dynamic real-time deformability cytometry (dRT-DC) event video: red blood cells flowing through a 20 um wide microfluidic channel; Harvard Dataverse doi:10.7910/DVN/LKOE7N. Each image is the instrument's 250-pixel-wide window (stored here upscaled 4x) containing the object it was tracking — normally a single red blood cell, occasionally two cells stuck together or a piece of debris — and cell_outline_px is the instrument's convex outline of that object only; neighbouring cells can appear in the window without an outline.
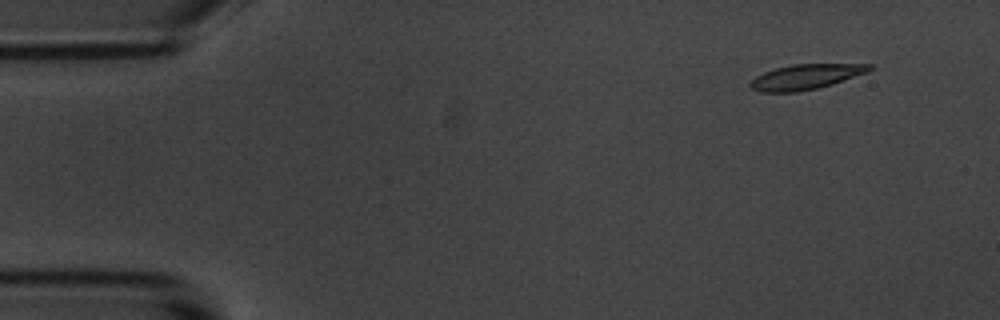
{"species": "common noctule bat (a hibernating species)", "species_latin": "Nyctalus noctula", "temperature_condition": "room temperature", "stored_images_in_passage": 5, "camera_frame_rate_fps": 3000, "um_per_image_px": 0.085, "animal": {"sex": "male", "body_mass_g": 20.1, "forearm_length_mm": 53.5}, "frame": {"image": 1, "passage_image": 2, "time_ms": 1.333, "image_size_px": [1000, 320], "cell_outline_px": [[872, 68], [868, 72], [832, 84], [816, 88], [796, 92], [760, 92], [752, 88], [748, 84], [756, 76], [764, 72], [776, 68], [792, 64], [872, 64]], "centroid_in_image_um": [68.48, 6.53], "position_along_channel_um": 16.5, "area_um2": 17.28}}
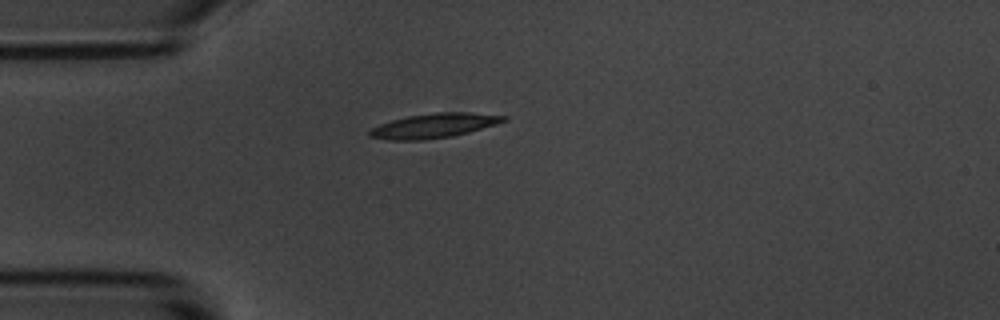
{"frame": {"image": 2, "passage_image": 5, "time_ms": 4.667, "image_size_px": [1000, 320], "cell_outline_px": [[508, 120], [496, 124], [468, 132], [452, 136], [424, 140], [388, 140], [368, 136], [368, 132], [372, 128], [380, 124], [392, 120], [408, 116], [432, 112], [468, 112], [508, 116]], "centroid_in_image_um": [36.89, 10.68], "position_along_channel_um": 48.1, "area_um2": 19.13}}